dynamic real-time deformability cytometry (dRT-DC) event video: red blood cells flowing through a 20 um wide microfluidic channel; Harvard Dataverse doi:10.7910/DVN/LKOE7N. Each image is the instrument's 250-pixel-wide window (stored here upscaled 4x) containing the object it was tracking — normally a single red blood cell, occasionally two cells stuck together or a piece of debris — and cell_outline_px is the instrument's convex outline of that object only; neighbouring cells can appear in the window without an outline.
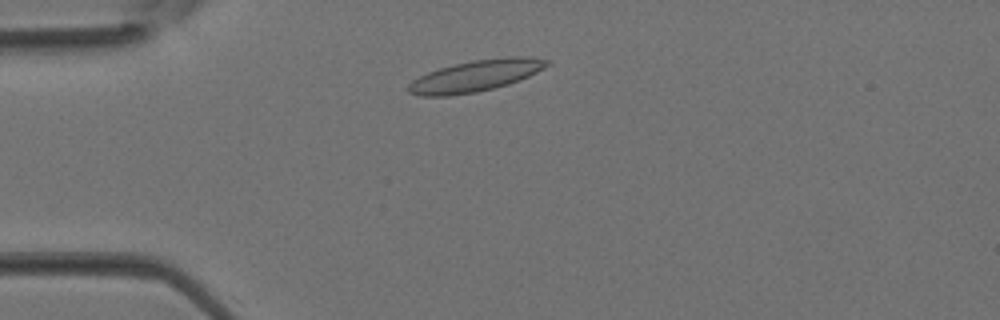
{"species": "Egyptian fruit bat (a non-hibernating species)", "species_latin": "Rousettus aegyptiacus", "temperature_condition": "room temperature", "stored_images_in_passage": 1, "camera_frame_rate_fps": 3000, "um_per_image_px": 0.085, "animal": {"sex": "female"}, "frame": {"image": 1, "passage_image": 1, "time_ms": 0.0, "image_size_px": [1000, 320], "cell_outline_px": [[552, 64], [520, 80], [508, 84], [476, 92], [448, 96], [420, 96], [408, 92], [408, 84], [412, 80], [428, 72], [440, 68], [472, 60], [504, 56], [528, 56], [552, 60]], "centroid_in_image_um": [40.47, 6.43], "position_along_channel_um": 44.5, "area_um2": 25.49}}